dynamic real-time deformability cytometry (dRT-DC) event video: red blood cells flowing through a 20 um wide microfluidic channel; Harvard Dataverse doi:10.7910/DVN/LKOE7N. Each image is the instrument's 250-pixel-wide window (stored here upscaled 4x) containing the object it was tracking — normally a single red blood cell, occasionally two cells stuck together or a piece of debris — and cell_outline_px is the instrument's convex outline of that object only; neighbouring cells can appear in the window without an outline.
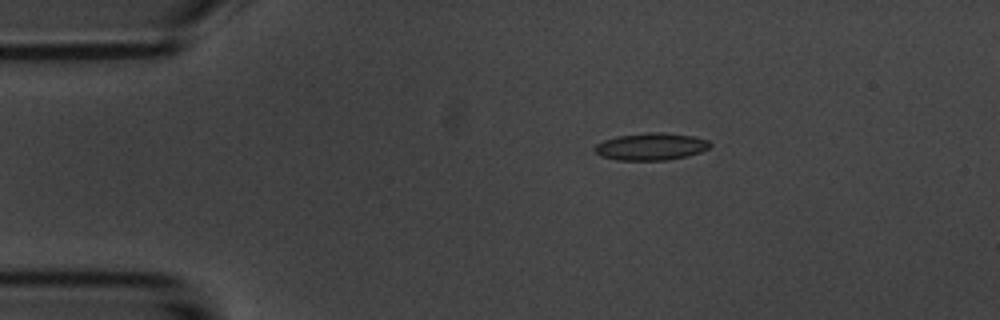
{"species": "common noctule bat (a hibernating species)", "species_latin": "Nyctalus noctula", "temperature_condition": "room temperature", "stored_images_in_passage": 15, "camera_frame_rate_fps": 3000, "um_per_image_px": 0.085, "animal": {"sex": "male", "body_mass_g": 20.1, "forearm_length_mm": 53.5}, "frame": {"image": 1, "passage_image": 2, "time_ms": 2.333, "image_size_px": [1000, 320], "cell_outline_px": [[712, 144], [708, 148], [700, 152], [668, 160], [616, 160], [600, 156], [592, 148], [596, 144], [604, 140], [616, 136], [648, 132], [664, 132], [692, 136], [708, 140]], "centroid_in_image_um": [55.3, 12.45], "position_along_channel_um": 29.7, "area_um2": 18.32}}
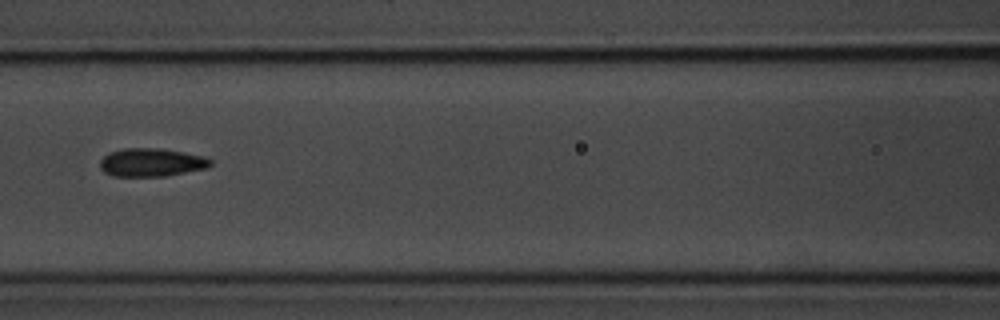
{"frame": {"image": 2, "passage_image": 6, "time_ms": 7.0, "image_size_px": [1000, 320], "cell_outline_px": [[212, 164], [208, 168], [164, 176], [112, 176], [104, 172], [100, 168], [100, 160], [108, 152], [120, 148], [160, 148], [184, 152], [204, 156], [212, 160]], "centroid_in_image_um": [12.86, 13.79], "position_along_channel_um": 153.7, "area_um2": 18.38}}
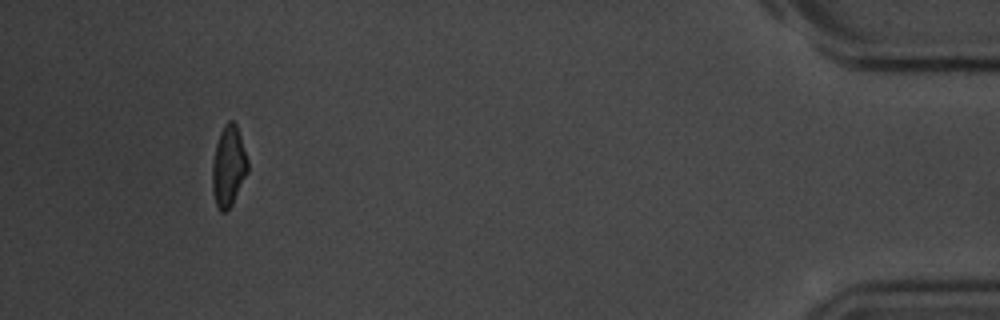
{"frame": {"image": 3, "passage_image": 13, "time_ms": 16.0, "image_size_px": [1000, 320], "cell_outline_px": [[248, 172], [232, 204], [224, 212], [220, 212], [216, 204], [212, 192], [212, 164], [216, 144], [220, 132], [224, 124], [228, 120], [232, 120], [236, 124], [248, 160]], "centroid_in_image_um": [19.42, 14.13], "position_along_channel_um": 415.8, "area_um2": 16.65}, "authors_computed_cell_mechanics": {"area_um2": 17.6868, "velocity_mm_per_s": 3.6782, "shape_relaxation_time_tau1_ms": 8.5269, "shape_relaxation_time_tau2_ms": 1.6224, "deformation_change_tau1": 0.1755, "deformation_change_tau2": 0.0596}}